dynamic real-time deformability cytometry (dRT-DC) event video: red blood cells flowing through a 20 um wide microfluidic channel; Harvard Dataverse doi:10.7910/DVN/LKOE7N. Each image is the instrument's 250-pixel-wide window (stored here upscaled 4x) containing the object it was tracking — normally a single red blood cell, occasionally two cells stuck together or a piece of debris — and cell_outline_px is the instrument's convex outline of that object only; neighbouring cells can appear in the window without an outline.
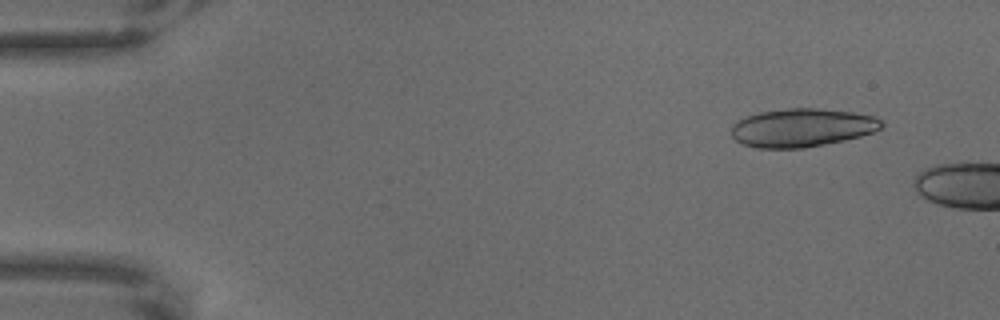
{"species": "common noctule bat (a hibernating species)", "species_latin": "Nyctalus noctula", "temperature_condition": "warm", "stored_images_in_passage": 12, "camera_frame_rate_fps": 3000, "um_per_image_px": 0.085, "animal": {"sex": "male", "body_mass_g": 18.8}, "frame": {"image": 1, "passage_image": 6, "time_ms": 1.667, "image_size_px": [1000, 320], "cell_outline_px": [[884, 124], [880, 128], [872, 132], [860, 136], [844, 140], [804, 148], [756, 148], [744, 144], [736, 140], [732, 136], [732, 124], [748, 116], [760, 112], [788, 108], [816, 108], [852, 112], [872, 116], [884, 120]], "centroid_in_image_um": [68.18, 10.85], "position_along_channel_um": 16.8, "area_um2": 33.35}}